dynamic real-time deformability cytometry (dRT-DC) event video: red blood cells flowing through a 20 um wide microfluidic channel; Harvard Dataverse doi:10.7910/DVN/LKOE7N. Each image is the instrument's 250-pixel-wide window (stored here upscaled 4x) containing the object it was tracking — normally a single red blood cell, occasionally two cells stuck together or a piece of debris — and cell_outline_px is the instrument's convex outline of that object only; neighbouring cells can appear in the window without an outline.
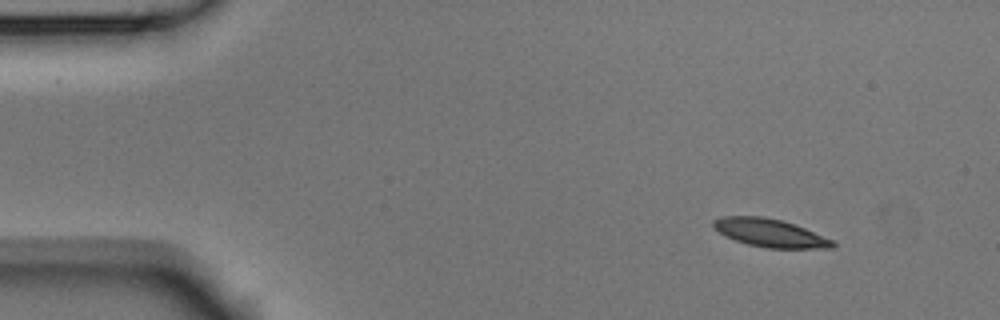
{"species": "Egyptian fruit bat (a non-hibernating species)", "species_latin": "Rousettus aegyptiacus", "temperature_condition": "room temperature", "stored_images_in_passage": 4, "camera_frame_rate_fps": 3000, "um_per_image_px": 0.085, "animal": {"sex": "male"}, "frame": {"image": 1, "passage_image": 1, "time_ms": 0.0, "image_size_px": [1000, 320], "cell_outline_px": [[836, 244], [832, 248], [764, 248], [748, 244], [736, 240], [720, 232], [712, 224], [712, 220], [724, 216], [764, 216], [796, 224], [832, 240]], "centroid_in_image_um": [65.46, 19.79], "position_along_channel_um": 19.5, "area_um2": 19.31}}
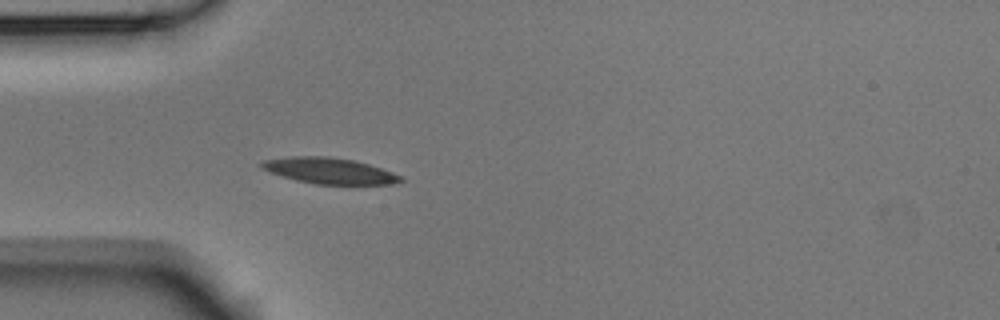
{"frame": {"image": 2, "passage_image": 4, "time_ms": 1.0, "image_size_px": [1000, 320], "cell_outline_px": [[404, 180], [392, 184], [316, 184], [296, 180], [268, 172], [260, 168], [260, 164], [264, 160], [292, 156], [328, 156], [352, 160], [368, 164], [392, 172], [400, 176]], "centroid_in_image_um": [27.95, 14.51], "position_along_channel_um": 57.0, "area_um2": 20.87}}